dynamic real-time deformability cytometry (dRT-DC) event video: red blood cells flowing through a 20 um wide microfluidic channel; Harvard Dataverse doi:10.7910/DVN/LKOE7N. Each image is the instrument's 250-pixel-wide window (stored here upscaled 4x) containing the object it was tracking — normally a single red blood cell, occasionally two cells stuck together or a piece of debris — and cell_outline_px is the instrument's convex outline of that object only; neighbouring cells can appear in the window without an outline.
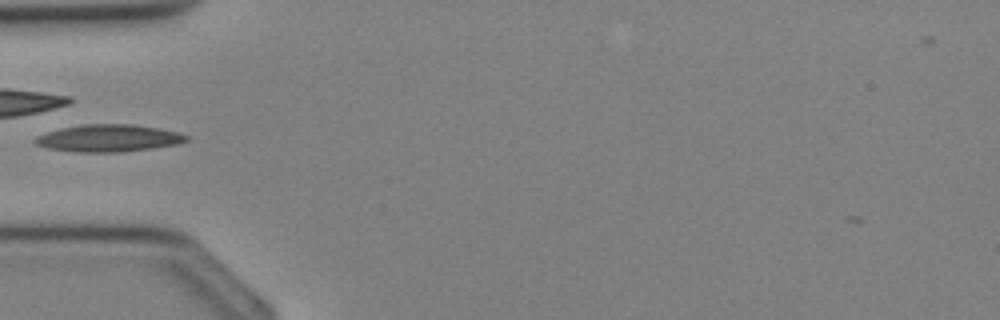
{"species": "Egyptian fruit bat (a non-hibernating species)", "species_latin": "Rousettus aegyptiacus", "temperature_condition": "cold", "stored_images_in_passage": 16, "camera_frame_rate_fps": 3000, "um_per_image_px": 0.085, "animal": {"sex": "female"}, "frame": {"image": 1, "passage_image": 1, "time_ms": 0.0, "image_size_px": [1000, 320], "cell_outline_px": [[188, 140], [176, 144], [152, 148], [120, 152], [76, 152], [48, 148], [36, 144], [32, 140], [36, 136], [60, 128], [84, 124], [132, 124], [160, 128], [176, 132], [188, 136]], "centroid_in_image_um": [9.2, 11.74], "position_along_channel_um": 75.8, "area_um2": 23.87}}
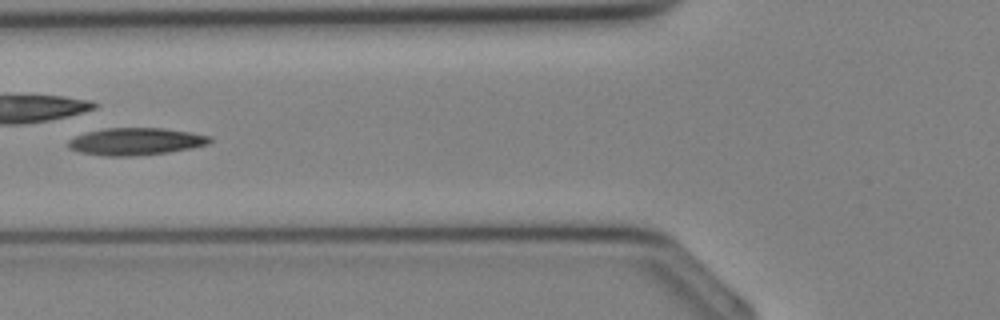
{"frame": {"image": 2, "passage_image": 3, "time_ms": 0.667, "image_size_px": [1000, 320], "cell_outline_px": [[212, 140], [208, 144], [192, 148], [168, 152], [132, 156], [104, 156], [80, 152], [68, 148], [68, 140], [76, 136], [88, 132], [104, 128], [164, 128], [192, 132], [212, 136]], "centroid_in_image_um": [11.57, 12.02], "position_along_channel_um": 114.2, "area_um2": 22.54}}
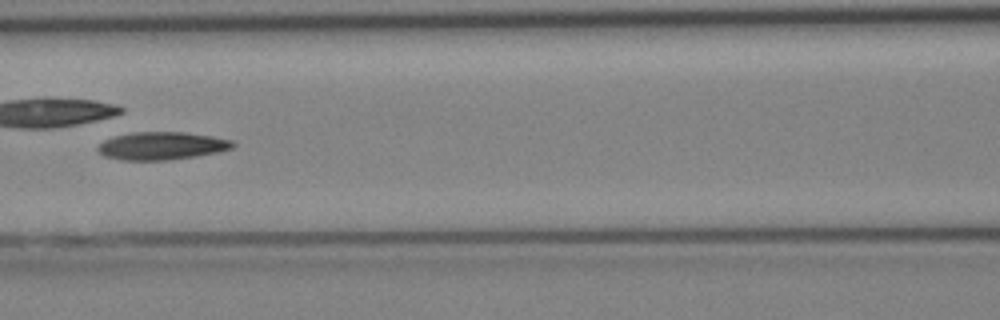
{"frame": {"image": 3, "passage_image": 5, "time_ms": 1.333, "image_size_px": [1000, 320], "cell_outline_px": [[236, 144], [232, 148], [216, 152], [168, 160], [120, 160], [104, 156], [96, 148], [104, 140], [116, 136], [132, 132], [184, 132], [212, 136], [232, 140]], "centroid_in_image_um": [13.73, 12.39], "position_along_channel_um": 152.9, "area_um2": 21.68}}